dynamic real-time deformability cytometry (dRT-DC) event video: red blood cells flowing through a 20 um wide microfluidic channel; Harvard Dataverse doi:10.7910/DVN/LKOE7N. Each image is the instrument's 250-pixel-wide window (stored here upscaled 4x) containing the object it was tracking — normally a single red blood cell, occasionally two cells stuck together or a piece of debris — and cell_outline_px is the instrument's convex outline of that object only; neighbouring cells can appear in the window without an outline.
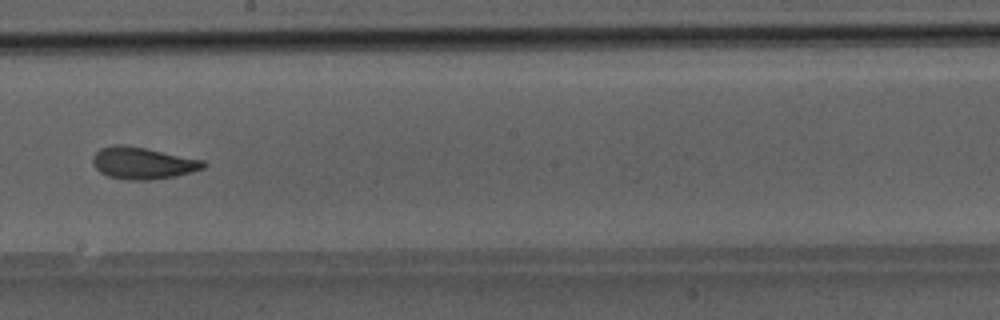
{"species": "Egyptian fruit bat (a non-hibernating species)", "species_latin": "Rousettus aegyptiacus", "temperature_condition": "room temperature", "stored_images_in_passage": 38, "camera_frame_rate_fps": 3000, "um_per_image_px": 0.085, "animal": {"sex": "male"}, "frame": {"image": 1, "passage_image": 17, "time_ms": 5.333, "image_size_px": [1000, 320], "cell_outline_px": [[208, 164], [204, 168], [192, 172], [176, 176], [148, 180], [128, 180], [108, 176], [100, 172], [92, 164], [92, 156], [100, 148], [112, 144], [120, 144], [144, 148], [204, 160]], "centroid_in_image_um": [12.12, 13.86], "position_along_channel_um": 236.1, "area_um2": 20.63}}
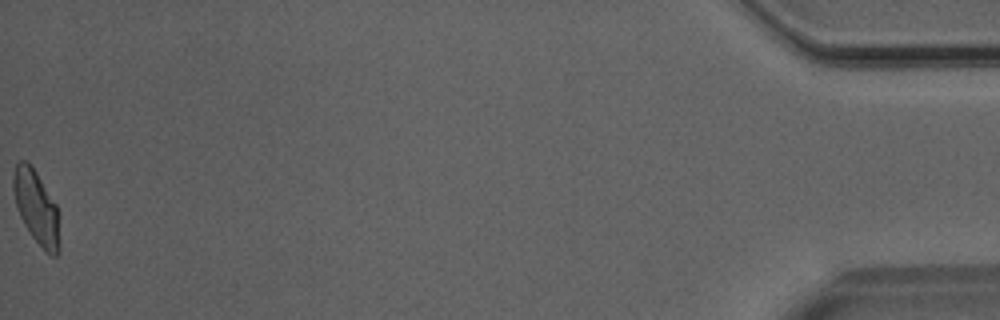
{"frame": {"image": 2, "passage_image": 38, "time_ms": 12.333, "image_size_px": [1000, 320], "cell_outline_px": [[60, 252], [56, 256], [52, 256], [44, 252], [32, 236], [24, 224], [20, 216], [16, 204], [12, 188], [12, 176], [16, 164], [20, 160], [28, 160], [36, 172], [56, 204], [60, 244]], "centroid_in_image_um": [3.08, 17.64], "position_along_channel_um": 432.1, "area_um2": 19.88}}